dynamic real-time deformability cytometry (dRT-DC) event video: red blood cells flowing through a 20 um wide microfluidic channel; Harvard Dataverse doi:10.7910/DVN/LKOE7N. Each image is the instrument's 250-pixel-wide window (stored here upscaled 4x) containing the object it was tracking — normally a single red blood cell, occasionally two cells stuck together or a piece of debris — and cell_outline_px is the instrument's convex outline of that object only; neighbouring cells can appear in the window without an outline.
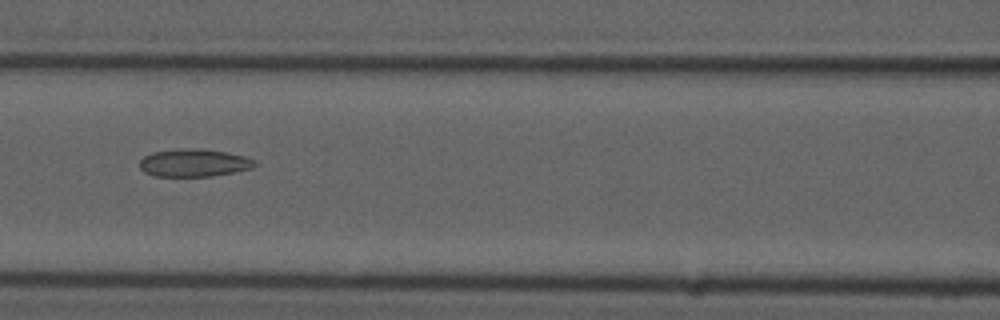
{"species": "common noctule bat (a hibernating species)", "species_latin": "Nyctalus noctula", "temperature_condition": "cold", "stored_images_in_passage": 3, "camera_frame_rate_fps": 3000, "um_per_image_px": 0.085, "animal": {"sex": "male", "forearm_length_mm": 52.5}, "frame": {"image": 1, "passage_image": 3, "time_ms": 2.333, "image_size_px": [1000, 320], "cell_outline_px": [[260, 164], [252, 168], [212, 176], [152, 176], [144, 172], [140, 168], [140, 160], [144, 156], [152, 152], [180, 148], [204, 148], [228, 152], [244, 156], [256, 160]], "centroid_in_image_um": [16.51, 13.83], "position_along_channel_um": 150.1, "area_um2": 18.9}}